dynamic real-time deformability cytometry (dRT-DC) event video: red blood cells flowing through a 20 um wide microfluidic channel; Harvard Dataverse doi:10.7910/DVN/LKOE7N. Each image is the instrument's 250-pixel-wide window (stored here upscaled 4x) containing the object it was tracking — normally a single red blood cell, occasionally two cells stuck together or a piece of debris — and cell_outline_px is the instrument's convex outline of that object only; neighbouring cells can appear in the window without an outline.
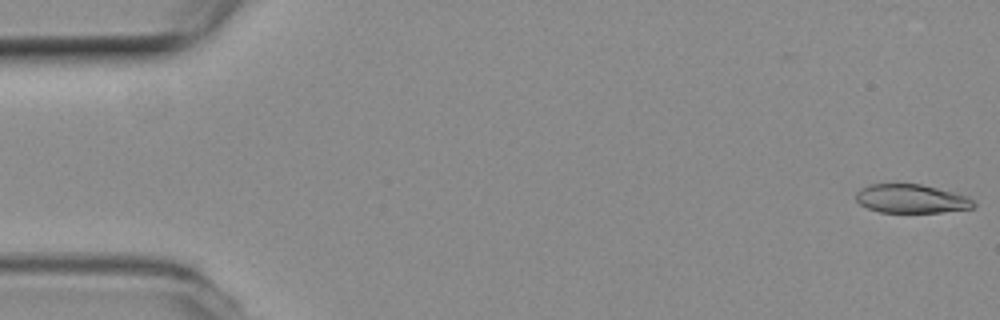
{"species": "common noctule bat (a hibernating species)", "species_latin": "Nyctalus noctula", "temperature_condition": "room temperature", "stored_images_in_passage": 19, "camera_frame_rate_fps": 3000, "um_per_image_px": 0.085, "animal": {"sex": "female", "body_mass_g": 19.3, "forearm_length_mm": 54.1}, "frame": {"image": 1, "passage_image": 1, "time_ms": 0.0, "image_size_px": [1000, 320], "cell_outline_px": [[976, 204], [972, 208], [940, 212], [880, 212], [868, 208], [860, 204], [856, 200], [856, 192], [860, 188], [872, 184], [920, 184], [968, 196], [976, 200]], "centroid_in_image_um": [77.47, 16.89], "position_along_channel_um": 7.5, "area_um2": 19.59}}
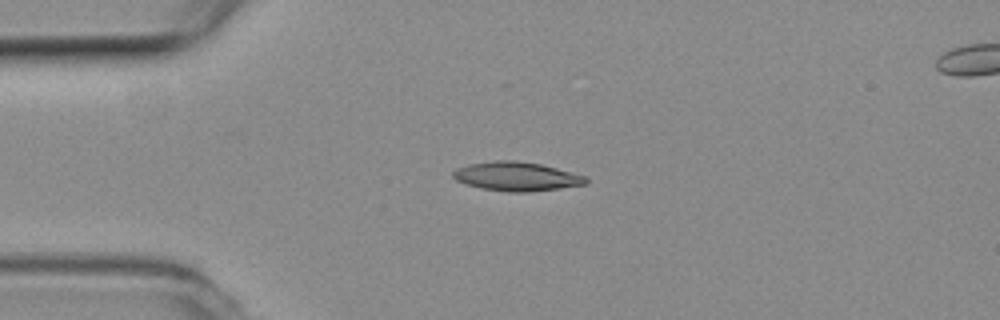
{"frame": {"image": 2, "passage_image": 13, "time_ms": 4.0, "image_size_px": [1000, 320], "cell_outline_px": [[588, 184], [560, 188], [528, 192], [508, 192], [480, 188], [456, 180], [452, 176], [452, 172], [456, 168], [468, 164], [492, 160], [516, 160], [540, 164], [588, 176]], "centroid_in_image_um": [43.92, 14.99], "position_along_channel_um": 41.1, "area_um2": 22.6}}
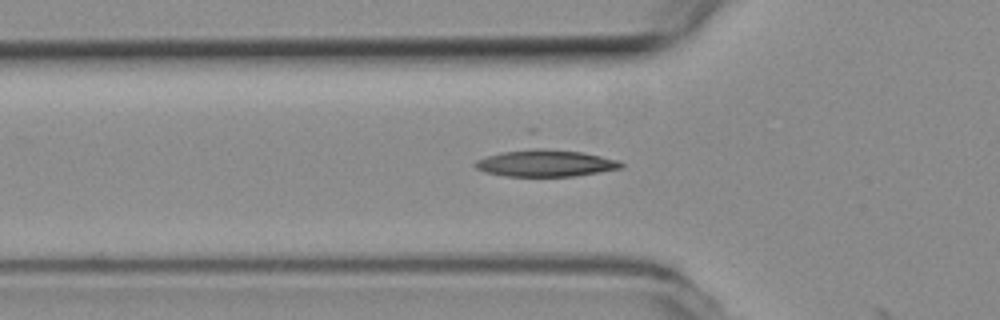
{"frame": {"image": 3, "passage_image": 18, "time_ms": 5.667, "image_size_px": [1000, 320], "cell_outline_px": [[624, 168], [600, 172], [572, 176], [508, 176], [484, 172], [476, 168], [472, 164], [476, 160], [488, 156], [504, 152], [540, 148], [544, 148], [580, 152], [620, 160], [624, 164]], "centroid_in_image_um": [46.4, 13.88], "position_along_channel_um": 79.4, "area_um2": 22.6}}